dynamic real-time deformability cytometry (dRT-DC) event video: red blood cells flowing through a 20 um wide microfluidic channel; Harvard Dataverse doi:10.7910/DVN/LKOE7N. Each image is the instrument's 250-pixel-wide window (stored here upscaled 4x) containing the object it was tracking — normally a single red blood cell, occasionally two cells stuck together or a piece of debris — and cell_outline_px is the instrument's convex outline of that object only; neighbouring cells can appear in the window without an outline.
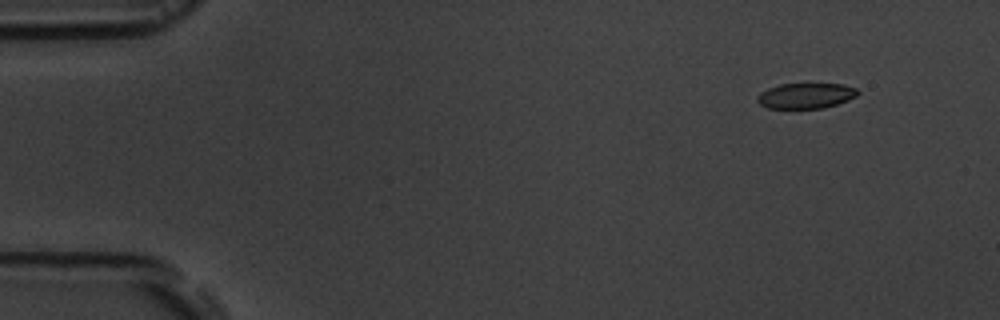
{"species": "common noctule bat (a hibernating species)", "species_latin": "Nyctalus noctula", "temperature_condition": "room temperature", "stored_images_in_passage": 5, "camera_frame_rate_fps": 3000, "um_per_image_px": 0.085, "animal": {"sex": "male", "body_mass_g": 19.5, "forearm_length_mm": 54.6}, "frame": {"image": 1, "passage_image": 2, "time_ms": 1.0, "image_size_px": [1000, 320], "cell_outline_px": [[860, 92], [856, 96], [848, 100], [824, 108], [768, 108], [760, 104], [756, 100], [756, 96], [760, 92], [768, 88], [780, 84], [844, 84], [856, 88]], "centroid_in_image_um": [68.48, 8.13], "position_along_channel_um": 16.5, "area_um2": 14.91}}